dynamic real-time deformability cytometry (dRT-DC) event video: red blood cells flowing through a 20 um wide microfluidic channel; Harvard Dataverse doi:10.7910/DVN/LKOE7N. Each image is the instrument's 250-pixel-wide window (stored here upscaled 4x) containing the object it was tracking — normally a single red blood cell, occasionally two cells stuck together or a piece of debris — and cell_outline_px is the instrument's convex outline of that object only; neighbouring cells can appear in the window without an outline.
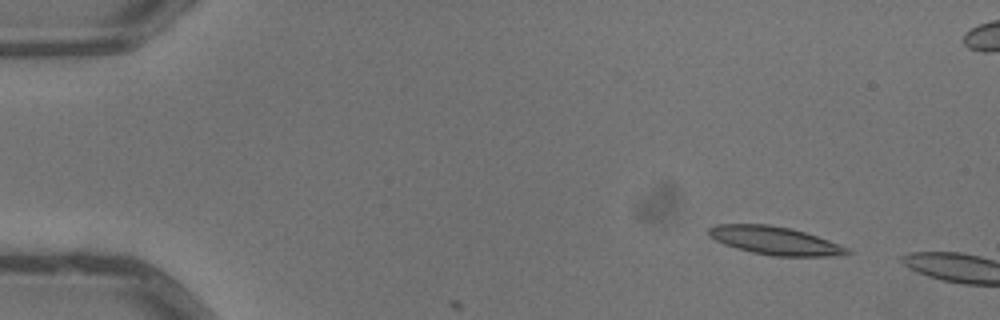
{"species": "common noctule bat (a hibernating species)", "species_latin": "Nyctalus noctula", "temperature_condition": "warm", "stored_images_in_passage": 4, "camera_frame_rate_fps": 3000, "um_per_image_px": 0.085, "animal": {"sex": "male", "body_mass_g": 13.3}, "frame": {"image": 1, "passage_image": 2, "time_ms": 0.333, "image_size_px": [1000, 320], "cell_outline_px": [[852, 252], [844, 256], [772, 256], [752, 252], [736, 248], [724, 244], [708, 236], [708, 228], [716, 224], [768, 224], [792, 228], [840, 244], [848, 248]], "centroid_in_image_um": [65.88, 20.45], "position_along_channel_um": 19.1, "area_um2": 22.83}}